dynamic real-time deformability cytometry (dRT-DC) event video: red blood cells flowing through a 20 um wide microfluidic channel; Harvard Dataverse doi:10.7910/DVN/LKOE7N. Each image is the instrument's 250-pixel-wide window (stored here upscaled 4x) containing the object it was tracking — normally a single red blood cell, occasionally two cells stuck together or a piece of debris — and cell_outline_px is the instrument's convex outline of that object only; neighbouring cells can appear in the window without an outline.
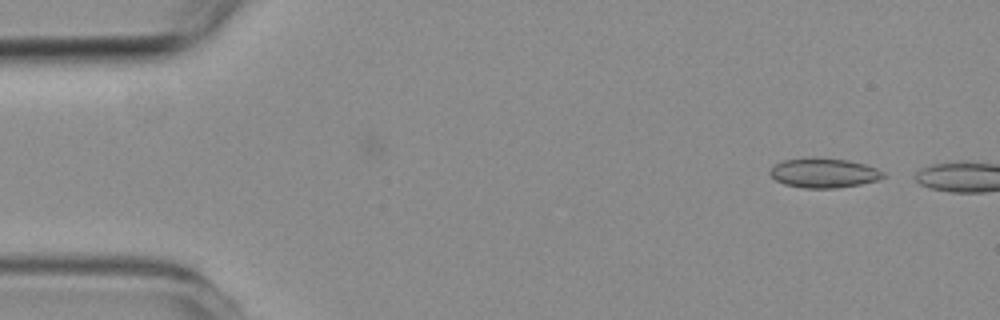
{"species": "common noctule bat (a hibernating species)", "species_latin": "Nyctalus noctula", "temperature_condition": "room temperature", "stored_images_in_passage": 4, "camera_frame_rate_fps": 3000, "um_per_image_px": 0.085, "animal": {"sex": "female", "body_mass_g": 19.3, "forearm_length_mm": 54.1}, "frame": {"image": 1, "passage_image": 4, "time_ms": 3.667, "image_size_px": [1000, 320], "cell_outline_px": [[888, 176], [876, 180], [860, 184], [836, 188], [804, 188], [784, 184], [776, 180], [768, 172], [776, 164], [784, 160], [808, 156], [816, 156], [848, 160], [864, 164], [876, 168], [884, 172]], "centroid_in_image_um": [70.03, 14.68], "position_along_channel_um": 15.0, "area_um2": 19.77}}